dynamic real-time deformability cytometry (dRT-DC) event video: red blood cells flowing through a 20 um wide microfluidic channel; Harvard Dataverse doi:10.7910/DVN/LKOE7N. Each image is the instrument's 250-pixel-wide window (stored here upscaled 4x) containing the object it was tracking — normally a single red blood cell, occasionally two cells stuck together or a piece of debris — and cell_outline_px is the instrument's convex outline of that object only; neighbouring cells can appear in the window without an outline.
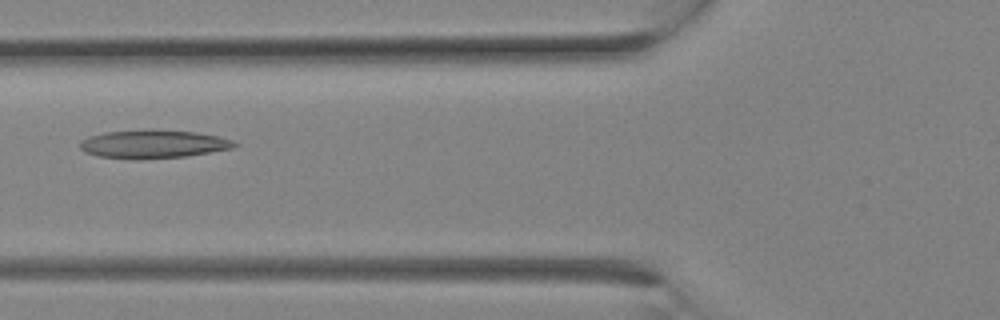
{"species": "Egyptian fruit bat (a non-hibernating species)", "species_latin": "Rousettus aegyptiacus", "temperature_condition": "room temperature", "stored_images_in_passage": 11, "camera_frame_rate_fps": 3000, "um_per_image_px": 0.085, "animal": {"sex": "female"}, "frame": {"image": 1, "passage_image": 10, "time_ms": 3.0, "image_size_px": [1000, 320], "cell_outline_px": [[240, 144], [232, 148], [188, 156], [140, 160], [132, 160], [96, 156], [84, 152], [80, 148], [80, 140], [88, 136], [104, 132], [148, 128], [152, 128], [196, 132], [216, 136], [232, 140]], "centroid_in_image_um": [12.97, 12.24], "position_along_channel_um": 112.8, "area_um2": 26.24}}